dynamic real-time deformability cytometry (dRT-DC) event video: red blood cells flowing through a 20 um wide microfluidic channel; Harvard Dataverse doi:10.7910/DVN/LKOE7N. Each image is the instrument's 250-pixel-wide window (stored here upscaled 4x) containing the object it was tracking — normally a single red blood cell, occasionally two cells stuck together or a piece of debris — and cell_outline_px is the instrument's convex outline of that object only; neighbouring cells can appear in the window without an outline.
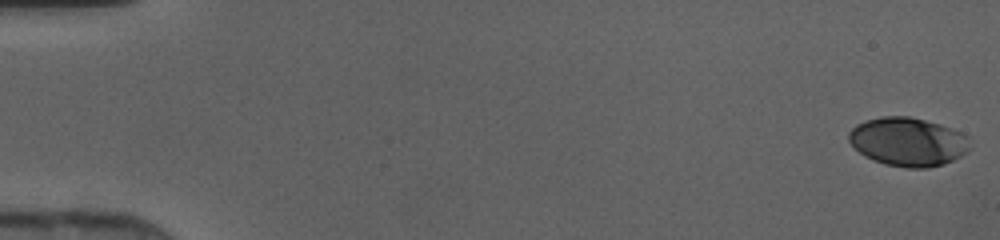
{"species": "human", "species_latin": "Homo sapiens", "temperature_condition": "cold", "stored_images_in_passage": 47, "camera_frame_rate_fps": 3000, "um_per_image_px": 0.085, "donor": {"sex": "female"}, "frame": {"image": 1, "passage_image": 1, "time_ms": 0.0, "image_size_px": [1000, 240], "cell_outline_px": [[972, 148], [968, 152], [944, 164], [928, 168], [904, 168], [884, 164], [864, 156], [848, 140], [848, 132], [856, 124], [880, 116], [908, 116], [940, 124], [952, 128], [968, 136]], "centroid_in_image_um": [77.2, 12.06], "position_along_channel_um": 7.8, "area_um2": 34.56}}
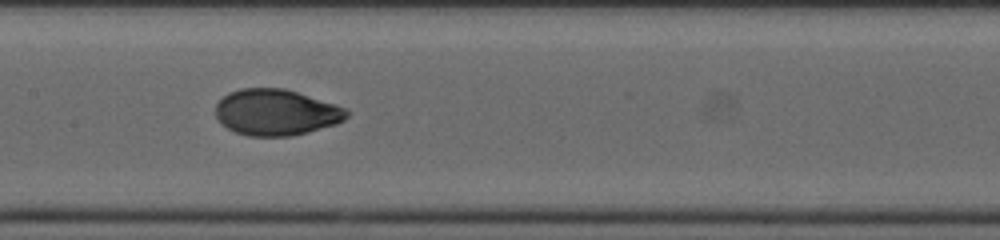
{"frame": {"image": 2, "passage_image": 24, "time_ms": 7.667, "image_size_px": [1000, 240], "cell_outline_px": [[352, 112], [344, 120], [336, 124], [308, 132], [292, 136], [248, 136], [236, 132], [220, 124], [216, 116], [216, 104], [228, 92], [240, 88], [284, 88], [336, 104], [348, 108]], "centroid_in_image_um": [23.49, 9.55], "position_along_channel_um": 183.9, "area_um2": 35.55}}
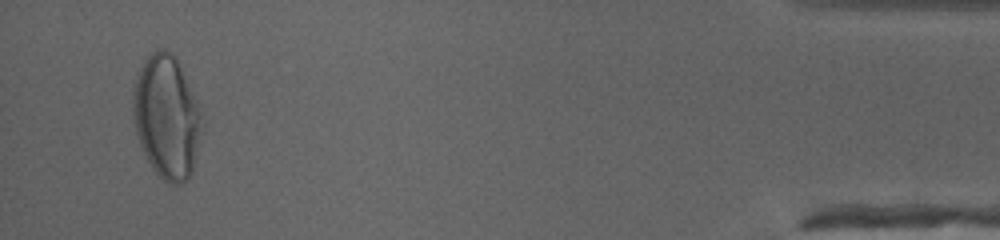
{"frame": {"image": 3, "passage_image": 45, "time_ms": 14.667, "image_size_px": [1000, 240], "cell_outline_px": [[204, 132], [192, 172], [180, 184], [172, 184], [164, 180], [152, 168], [140, 144], [136, 132], [132, 116], [132, 92], [136, 72], [144, 60], [156, 48], [164, 48], [172, 52], [180, 68], [204, 124]], "centroid_in_image_um": [14.13, 9.95], "position_along_channel_um": 421.1, "area_um2": 49.3}}